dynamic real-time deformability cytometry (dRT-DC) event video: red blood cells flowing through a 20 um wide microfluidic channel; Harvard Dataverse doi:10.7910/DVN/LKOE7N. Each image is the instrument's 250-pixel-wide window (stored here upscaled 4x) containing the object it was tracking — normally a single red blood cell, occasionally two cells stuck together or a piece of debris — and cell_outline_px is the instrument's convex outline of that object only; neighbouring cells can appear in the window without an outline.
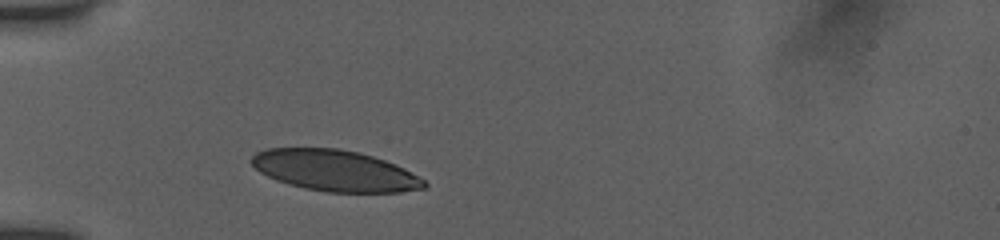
{"species": "human", "species_latin": "Homo sapiens", "temperature_condition": "room temperature", "stored_images_in_passage": 32, "camera_frame_rate_fps": 3000, "um_per_image_px": 0.085, "donor": {"sex": "female"}, "frame": {"image": 1, "passage_image": 1, "time_ms": 0.0, "image_size_px": [1000, 240], "cell_outline_px": [[428, 184], [424, 188], [400, 192], [328, 192], [304, 188], [288, 184], [276, 180], [260, 172], [248, 160], [256, 152], [268, 148], [340, 148], [360, 152], [396, 164], [404, 168], [424, 180]], "centroid_in_image_um": [28.45, 14.49], "position_along_channel_um": 56.6, "area_um2": 41.38}}
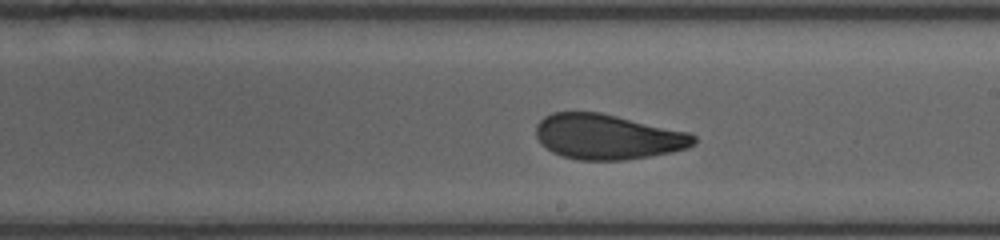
{"frame": {"image": 2, "passage_image": 16, "time_ms": 5.0, "image_size_px": [1000, 240], "cell_outline_px": [[696, 144], [688, 148], [672, 152], [624, 160], [580, 160], [564, 156], [552, 152], [540, 144], [536, 136], [536, 124], [544, 116], [552, 112], [600, 112], [688, 132], [696, 136]], "centroid_in_image_um": [51.63, 11.62], "position_along_channel_um": 237.4, "area_um2": 41.56}}
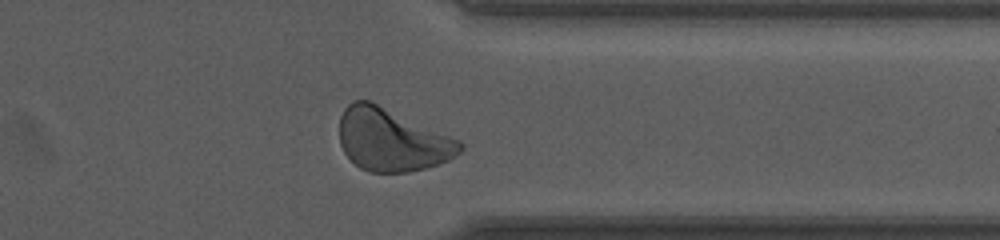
{"frame": {"image": 3, "passage_image": 27, "time_ms": 8.667, "image_size_px": [1000, 240], "cell_outline_px": [[464, 148], [456, 156], [448, 160], [424, 168], [408, 172], [368, 172], [360, 168], [344, 152], [340, 144], [340, 116], [344, 108], [352, 100], [368, 100], [460, 140], [464, 144]], "centroid_in_image_um": [33.3, 11.89], "position_along_channel_um": 378.1, "area_um2": 43.64}, "authors_computed_cell_mechanics": {"area_um2": 42.2807, "velocity_mm_per_s": 3.8874, "shape_relaxation_time_tau1_ms": 5.1263, "shape_relaxation_time_tau2_ms": 1.0295, "deformation_change_tau1": 0.1378, "deformation_change_tau2": 0.0678}}